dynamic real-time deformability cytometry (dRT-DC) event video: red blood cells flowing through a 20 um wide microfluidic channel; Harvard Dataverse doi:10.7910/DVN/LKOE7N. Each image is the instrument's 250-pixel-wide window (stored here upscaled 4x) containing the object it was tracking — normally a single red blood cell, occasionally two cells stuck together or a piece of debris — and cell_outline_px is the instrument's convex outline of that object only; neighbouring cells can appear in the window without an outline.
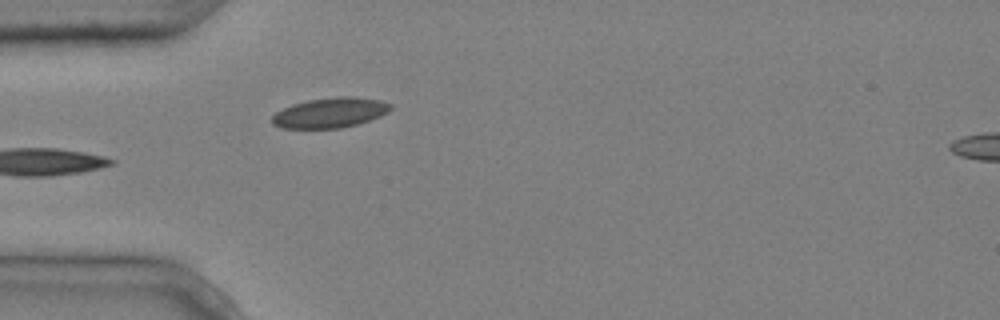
{"species": "common noctule bat (a hibernating species)", "species_latin": "Nyctalus noctula", "temperature_condition": "cold", "stored_images_in_passage": 6, "segment_of_instrument_passage": [1, 2], "camera_frame_rate_fps": 3000, "um_per_image_px": 0.085, "animal": {"sex": "male", "body_mass_g": 20.4}, "frame": {"image": 1, "passage_image": 5, "time_ms": 1.333, "image_size_px": [1000, 320], "cell_outline_px": [[392, 108], [388, 112], [380, 116], [356, 124], [340, 128], [280, 128], [272, 124], [272, 116], [276, 112], [292, 104], [308, 100], [336, 96], [356, 96], [380, 100], [392, 104]], "centroid_in_image_um": [28.06, 9.57], "position_along_channel_um": 56.9, "area_um2": 20.81}}